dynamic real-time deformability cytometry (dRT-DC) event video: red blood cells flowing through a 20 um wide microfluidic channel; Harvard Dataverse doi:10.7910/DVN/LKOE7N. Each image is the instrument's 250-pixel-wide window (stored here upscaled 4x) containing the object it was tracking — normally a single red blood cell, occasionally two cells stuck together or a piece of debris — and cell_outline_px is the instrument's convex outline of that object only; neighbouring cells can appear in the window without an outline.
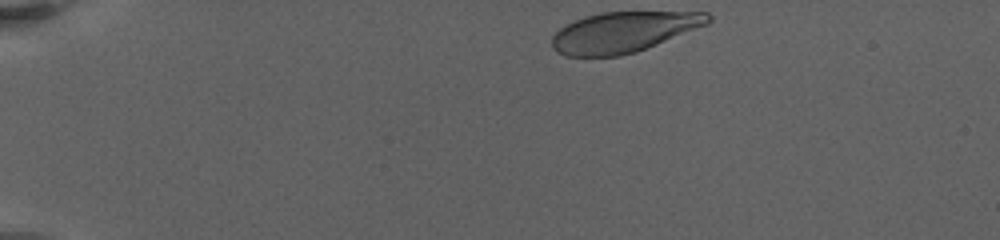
{"species": "human", "species_latin": "Homo sapiens", "temperature_condition": "warm", "stored_images_in_passage": 33, "camera_frame_rate_fps": 3000, "um_per_image_px": 0.085, "donor": {"sex": "female"}, "frame": {"image": 1, "passage_image": 1, "time_ms": 0.0, "image_size_px": [1000, 240], "cell_outline_px": [[712, 20], [708, 24], [636, 52], [620, 56], [564, 56], [556, 52], [552, 48], [552, 36], [560, 28], [584, 16], [600, 12], [708, 12], [712, 16]], "centroid_in_image_um": [52.99, 2.72], "position_along_channel_um": 32.0, "area_um2": 36.82}}
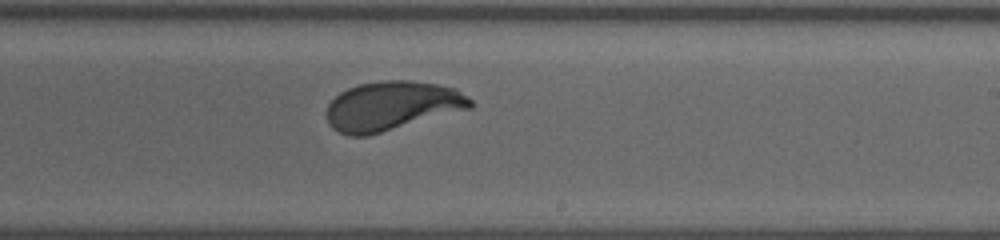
{"frame": {"image": 2, "passage_image": 19, "time_ms": 10.0, "image_size_px": [1000, 240], "cell_outline_px": [[472, 108], [368, 136], [348, 136], [332, 128], [328, 124], [328, 104], [340, 92], [348, 88], [360, 84], [380, 80], [412, 80], [436, 84], [456, 88], [472, 100]], "centroid_in_image_um": [33.32, 9.0], "position_along_channel_um": 255.7, "area_um2": 41.21}}
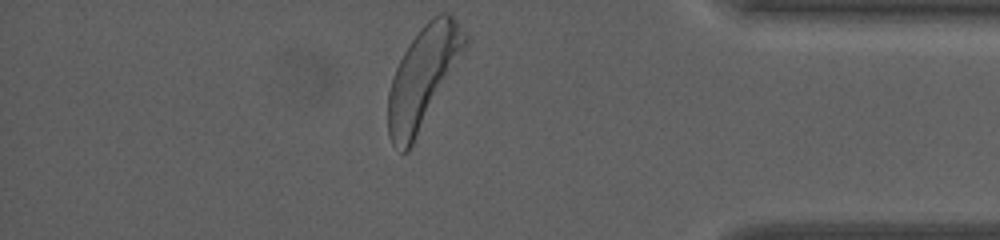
{"frame": {"image": 3, "passage_image": 33, "time_ms": 15.333, "image_size_px": [1000, 240], "cell_outline_px": [[468, 44], [408, 152], [400, 152], [392, 144], [388, 136], [388, 92], [396, 68], [404, 52], [420, 28], [432, 16], [440, 12], [448, 12], [456, 20], [468, 36]], "centroid_in_image_um": [35.95, 6.54], "position_along_channel_um": 399.2, "area_um2": 44.39}, "authors_computed_cell_mechanics": {"area_um2": 40.4022, "velocity_mm_per_s": 3.1075, "shape_relaxation_time_tau1_ms": 3.4362, "shape_relaxation_time_tau2_ms": null, "deformation_change_tau1": 0.1624, "deformation_change_tau2": null}}